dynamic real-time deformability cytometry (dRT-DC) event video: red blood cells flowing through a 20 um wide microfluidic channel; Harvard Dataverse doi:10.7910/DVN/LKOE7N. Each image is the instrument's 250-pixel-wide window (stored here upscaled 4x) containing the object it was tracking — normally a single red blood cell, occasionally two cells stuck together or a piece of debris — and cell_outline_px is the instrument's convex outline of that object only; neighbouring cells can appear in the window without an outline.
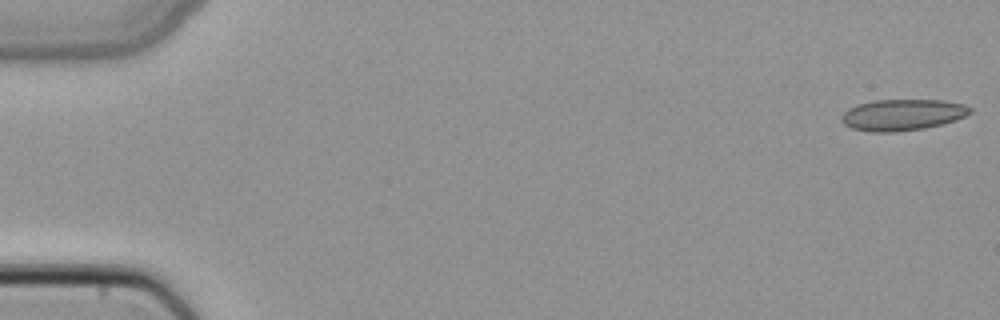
{"species": "common noctule bat (a hibernating species)", "species_latin": "Nyctalus noctula", "temperature_condition": "cold", "stored_images_in_passage": 15, "camera_frame_rate_fps": 3000, "um_per_image_px": 0.085, "animal": {"sex": "female", "body_mass_g": 22.7, "forearm_length_mm": 54.2}, "frame": {"image": 1, "passage_image": 1, "time_ms": 0.0, "image_size_px": [1000, 320], "cell_outline_px": [[972, 112], [956, 120], [924, 128], [896, 132], [868, 132], [852, 128], [844, 124], [840, 120], [840, 116], [848, 108], [860, 104], [876, 100], [944, 100], [964, 104], [972, 108]], "centroid_in_image_um": [76.7, 9.76], "position_along_channel_um": 8.3, "area_um2": 23.47}}
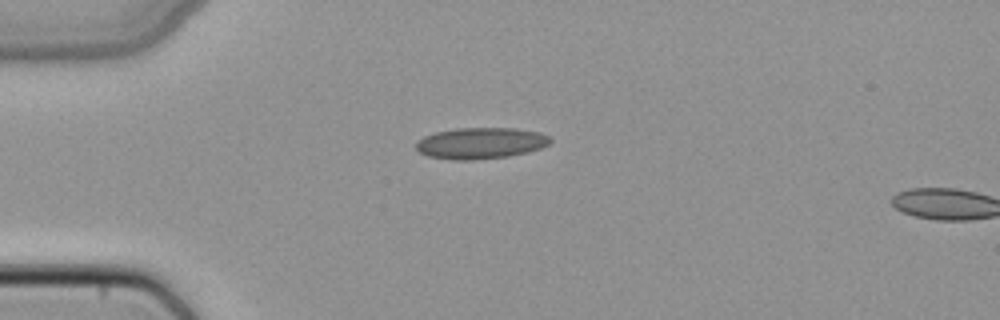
{"frame": {"image": 2, "passage_image": 13, "time_ms": 4.0, "image_size_px": [1000, 320], "cell_outline_px": [[552, 140], [548, 144], [540, 148], [528, 152], [508, 156], [472, 160], [452, 160], [428, 156], [420, 152], [416, 148], [416, 140], [424, 136], [436, 132], [456, 128], [516, 128], [540, 132], [548, 136]], "centroid_in_image_um": [40.84, 12.16], "position_along_channel_um": 44.2, "area_um2": 24.51}}